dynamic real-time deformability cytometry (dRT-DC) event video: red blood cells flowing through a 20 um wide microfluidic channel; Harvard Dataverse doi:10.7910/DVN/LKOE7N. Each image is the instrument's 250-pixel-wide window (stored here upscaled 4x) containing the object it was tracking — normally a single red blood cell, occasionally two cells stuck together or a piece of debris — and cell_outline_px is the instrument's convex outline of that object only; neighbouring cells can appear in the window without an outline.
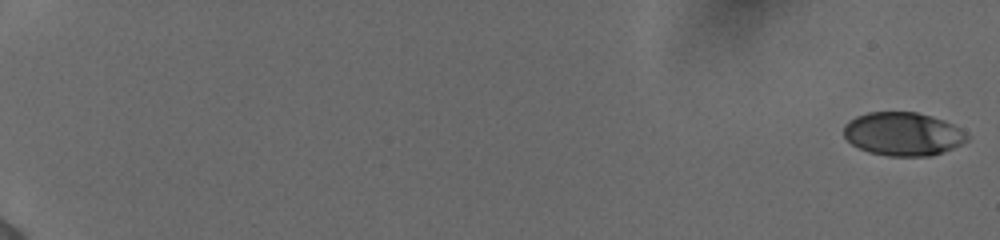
{"species": "human", "species_latin": "Homo sapiens", "temperature_condition": "cold", "stored_images_in_passage": 56, "camera_frame_rate_fps": 3000, "um_per_image_px": 0.085, "donor": {"sex": "female"}, "frame": {"image": 1, "passage_image": 1, "time_ms": 0.0, "image_size_px": [1000, 240], "cell_outline_px": [[968, 140], [952, 148], [932, 156], [888, 156], [868, 152], [852, 144], [844, 136], [844, 124], [848, 120], [856, 116], [868, 112], [916, 112], [932, 116], [944, 120], [960, 128], [968, 136]], "centroid_in_image_um": [76.73, 11.38], "position_along_channel_um": 8.3, "area_um2": 31.21}}
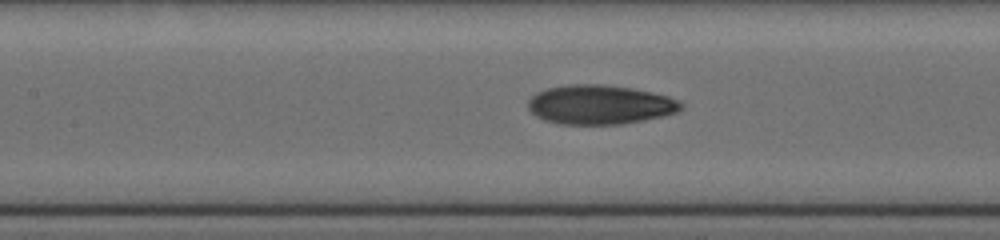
{"frame": {"image": 2, "passage_image": 30, "time_ms": 9.667, "image_size_px": [1000, 240], "cell_outline_px": [[684, 104], [676, 112], [664, 116], [644, 120], [620, 124], [556, 124], [544, 120], [536, 116], [528, 108], [528, 100], [536, 92], [548, 88], [568, 84], [600, 84], [632, 88], [652, 92], [668, 96]], "centroid_in_image_um": [50.96, 8.89], "position_along_channel_um": 156.4, "area_um2": 35.03}}
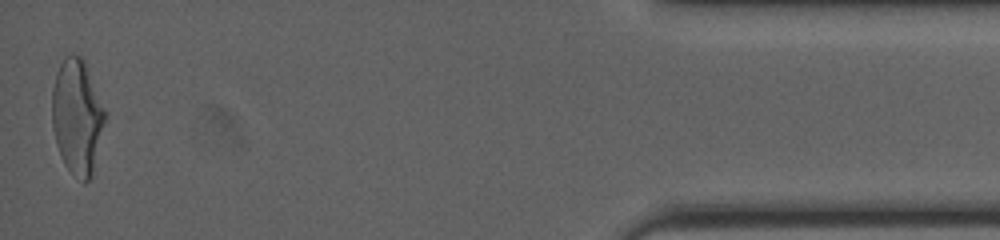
{"frame": {"image": 3, "passage_image": 56, "time_ms": 18.333, "image_size_px": [1000, 240], "cell_outline_px": [[108, 112], [92, 176], [84, 184], [64, 164], [56, 144], [52, 128], [52, 88], [56, 72], [60, 64], [68, 56], [80, 56], [84, 60]], "centroid_in_image_um": [6.58, 9.94], "position_along_channel_um": 428.6, "area_um2": 35.84}, "authors_computed_cell_mechanics": {"area_um2": 33.4084, "velocity_mm_per_s": 3.8951, "shape_relaxation_time_tau1_ms": 5.6401, "shape_relaxation_time_tau2_ms": 1.7697, "deformation_change_tau1": 0.1954, "deformation_change_tau2": 0.0856}}